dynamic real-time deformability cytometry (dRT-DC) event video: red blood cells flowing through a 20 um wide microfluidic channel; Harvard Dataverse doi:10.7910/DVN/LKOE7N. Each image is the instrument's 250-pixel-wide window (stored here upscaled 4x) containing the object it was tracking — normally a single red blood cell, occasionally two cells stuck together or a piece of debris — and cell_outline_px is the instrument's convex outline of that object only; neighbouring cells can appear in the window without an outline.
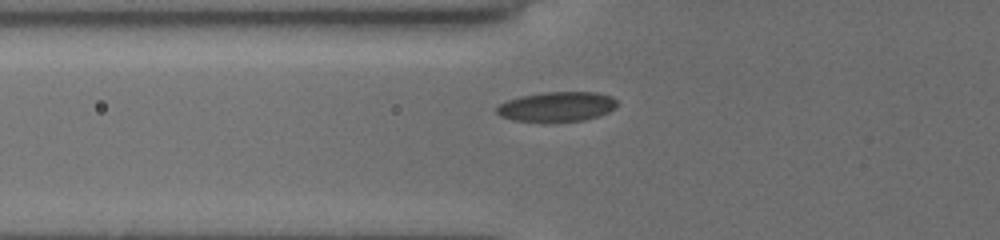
{"species": "common noctule bat (a hibernating species)", "species_latin": "Nyctalus noctula", "temperature_condition": "cold", "stored_images_in_passage": 35, "camera_frame_rate_fps": 3000, "um_per_image_px": 0.085, "animal": {"sex": "female", "body_mass_g": 19.5, "forearm_length_mm": 54.1}, "frame": {"image": 1, "passage_image": 2, "time_ms": 0.333, "image_size_px": [1000, 240], "cell_outline_px": [[616, 108], [600, 116], [584, 120], [552, 124], [544, 124], [512, 120], [500, 116], [496, 112], [496, 108], [500, 104], [508, 100], [520, 96], [544, 92], [596, 92], [612, 96], [616, 100]], "centroid_in_image_um": [47.32, 9.11], "position_along_channel_um": 78.5, "area_um2": 21.68}}
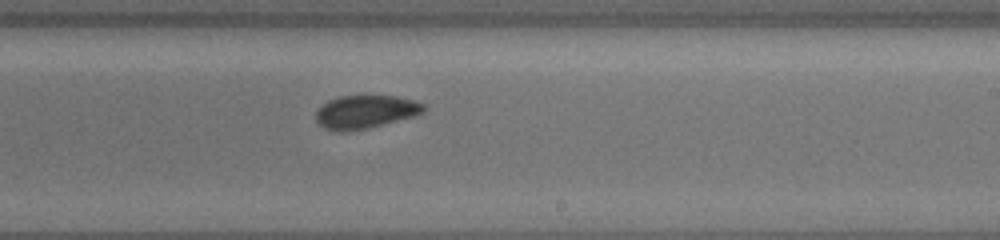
{"frame": {"image": 2, "passage_image": 16, "time_ms": 5.0, "image_size_px": [1000, 240], "cell_outline_px": [[428, 108], [424, 112], [416, 116], [368, 128], [348, 132], [336, 132], [324, 128], [316, 120], [316, 112], [320, 104], [328, 100], [340, 96], [396, 96], [416, 100], [424, 104]], "centroid_in_image_um": [31.08, 9.51], "position_along_channel_um": 257.9, "area_um2": 21.27}}
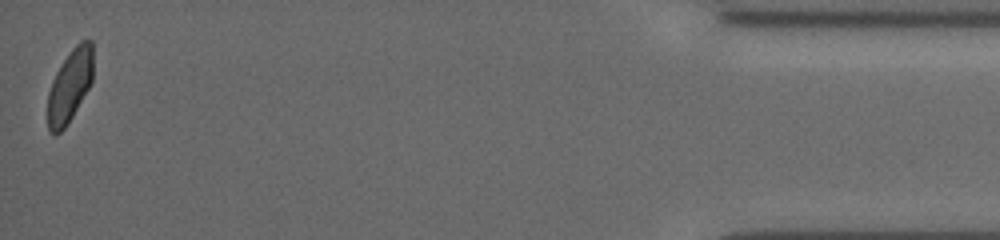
{"frame": {"image": 3, "passage_image": 35, "time_ms": 11.333, "image_size_px": [1000, 240], "cell_outline_px": [[92, 80], [88, 88], [68, 124], [60, 132], [52, 132], [48, 128], [48, 92], [52, 80], [56, 72], [72, 48], [80, 40], [92, 40]], "centroid_in_image_um": [5.93, 7.27], "position_along_channel_um": 429.3, "area_um2": 18.9}, "authors_computed_cell_mechanics": {"area_um2": 20.519, "velocity_mm_per_s": 3.8605, "shape_relaxation_time_tau1_ms": 5.2338, "shape_relaxation_time_tau2_ms": 2.1507, "deformation_change_tau1": 0.0935, "deformation_change_tau2": 0.0519}}